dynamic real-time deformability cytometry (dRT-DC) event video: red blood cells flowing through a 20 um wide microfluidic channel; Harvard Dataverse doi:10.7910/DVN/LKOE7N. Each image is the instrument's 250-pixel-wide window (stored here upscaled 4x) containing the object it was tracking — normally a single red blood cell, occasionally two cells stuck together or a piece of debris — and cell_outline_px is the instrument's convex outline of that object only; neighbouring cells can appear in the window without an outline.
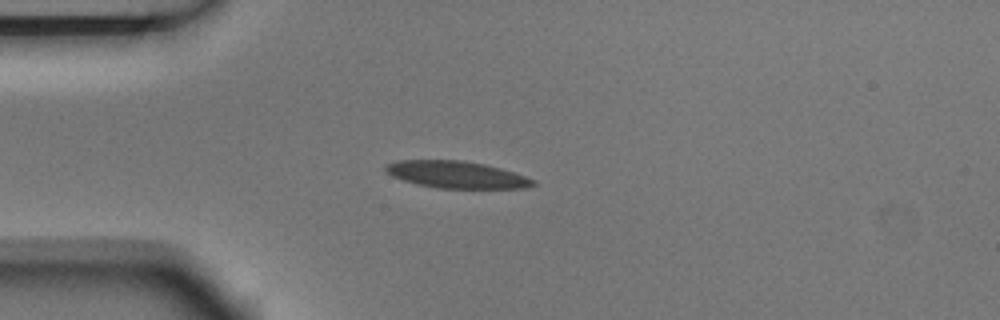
{"species": "Egyptian fruit bat (a non-hibernating species)", "species_latin": "Rousettus aegyptiacus", "temperature_condition": "room temperature", "stored_images_in_passage": 5, "camera_frame_rate_fps": 3000, "um_per_image_px": 0.085, "animal": {"sex": "male"}, "frame": {"image": 1, "passage_image": 3, "time_ms": 0.667, "image_size_px": [1000, 320], "cell_outline_px": [[536, 184], [524, 188], [436, 188], [416, 184], [392, 176], [384, 172], [384, 164], [396, 160], [460, 160], [484, 164], [500, 168], [536, 180]], "centroid_in_image_um": [38.74, 14.84], "position_along_channel_um": 46.3, "area_um2": 23.24}}
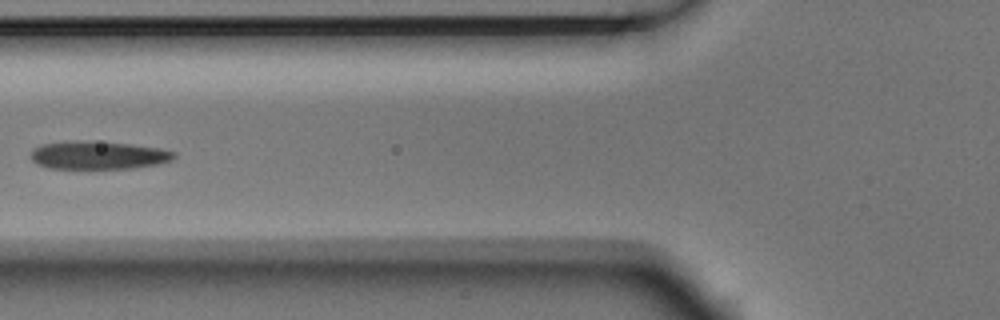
{"frame": {"image": 2, "passage_image": 5, "time_ms": 1.333, "image_size_px": [1000, 320], "cell_outline_px": [[176, 156], [172, 160], [156, 164], [132, 168], [48, 168], [36, 164], [32, 160], [32, 148], [44, 144], [132, 144], [160, 148], [176, 152]], "centroid_in_image_um": [8.43, 13.25], "position_along_channel_um": 117.4, "area_um2": 22.02}}